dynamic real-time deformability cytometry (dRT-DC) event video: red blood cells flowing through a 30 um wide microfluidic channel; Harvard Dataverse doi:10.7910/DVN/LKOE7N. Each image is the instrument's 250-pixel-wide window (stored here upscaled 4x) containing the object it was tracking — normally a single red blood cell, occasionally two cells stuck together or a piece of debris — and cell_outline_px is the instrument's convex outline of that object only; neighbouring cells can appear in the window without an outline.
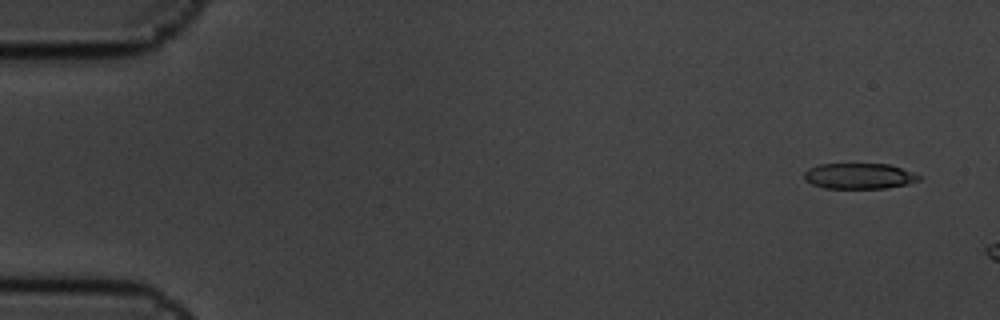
{"species": "common noctule bat (a hibernating species)", "species_latin": "Nyctalus noctula", "temperature_condition": "cold", "stored_images_in_passage": 3, "camera_frame_rate_fps": 3000, "um_per_image_px": 0.085, "animal": {"sex": "male", "body_mass_g": 19.5, "forearm_length_mm": 54.6}, "frame": {"image": 1, "passage_image": 1, "time_ms": 0.0, "image_size_px": [1000, 320], "cell_outline_px": [[924, 176], [920, 180], [904, 184], [884, 188], [824, 188], [812, 184], [804, 180], [804, 172], [808, 168], [820, 164], [888, 164]], "centroid_in_image_um": [73.0, 14.96], "position_along_channel_um": 12.0, "area_um2": 17.11}}